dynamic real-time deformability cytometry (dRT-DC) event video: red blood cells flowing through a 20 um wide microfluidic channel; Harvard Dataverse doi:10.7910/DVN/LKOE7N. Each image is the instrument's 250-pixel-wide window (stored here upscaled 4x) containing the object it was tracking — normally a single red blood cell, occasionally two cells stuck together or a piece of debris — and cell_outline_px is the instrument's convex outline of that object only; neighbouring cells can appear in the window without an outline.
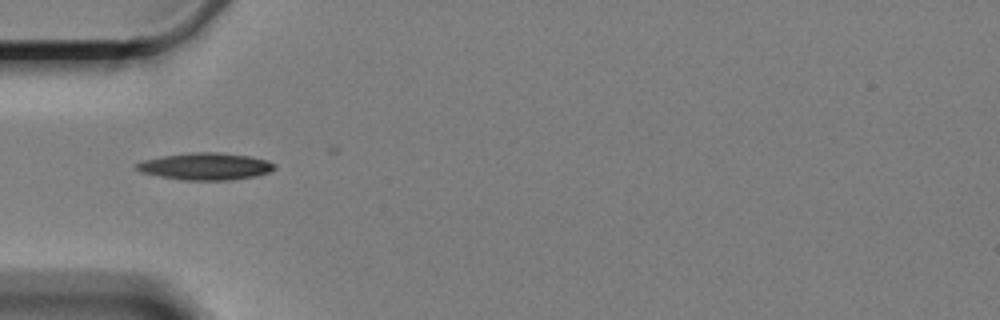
{"species": "Egyptian fruit bat (a non-hibernating species)", "species_latin": "Rousettus aegyptiacus", "temperature_condition": "cold", "stored_images_in_passage": 8, "camera_frame_rate_fps": 3000, "um_per_image_px": 0.085, "animal": {"sex": "female"}, "frame": {"image": 1, "passage_image": 2, "time_ms": 2.0, "image_size_px": [1000, 320], "cell_outline_px": [[276, 168], [268, 172], [256, 176], [232, 180], [180, 180], [140, 172], [132, 168], [132, 164], [144, 160], [164, 156], [192, 152], [216, 152], [248, 156], [268, 160], [276, 164]], "centroid_in_image_um": [17.43, 14.15], "position_along_channel_um": 67.6, "area_um2": 21.91}}
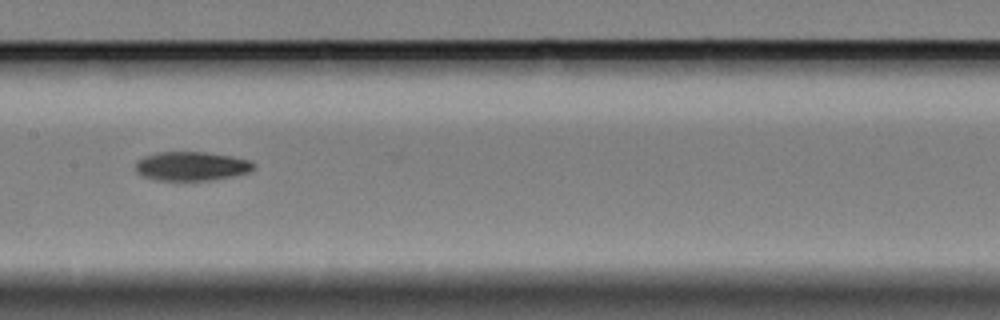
{"frame": {"image": 2, "passage_image": 5, "time_ms": 5.667, "image_size_px": [1000, 320], "cell_outline_px": [[256, 168], [252, 172], [212, 180], [156, 180], [140, 176], [136, 172], [136, 164], [144, 156], [160, 152], [204, 152], [232, 156], [252, 160], [256, 164]], "centroid_in_image_um": [16.34, 14.13], "position_along_channel_um": 191.1, "area_um2": 20.17}}
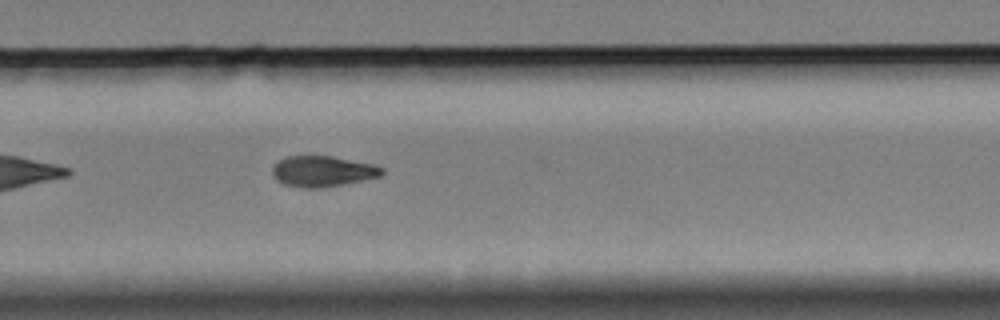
{"frame": {"image": 3, "passage_image": 8, "time_ms": 9.0, "image_size_px": [1000, 320], "cell_outline_px": [[384, 176], [320, 188], [304, 188], [284, 184], [276, 180], [272, 172], [272, 168], [280, 160], [288, 156], [332, 156], [372, 164], [384, 168]], "centroid_in_image_um": [27.45, 14.56], "position_along_channel_um": 302.4, "area_um2": 19.54}}